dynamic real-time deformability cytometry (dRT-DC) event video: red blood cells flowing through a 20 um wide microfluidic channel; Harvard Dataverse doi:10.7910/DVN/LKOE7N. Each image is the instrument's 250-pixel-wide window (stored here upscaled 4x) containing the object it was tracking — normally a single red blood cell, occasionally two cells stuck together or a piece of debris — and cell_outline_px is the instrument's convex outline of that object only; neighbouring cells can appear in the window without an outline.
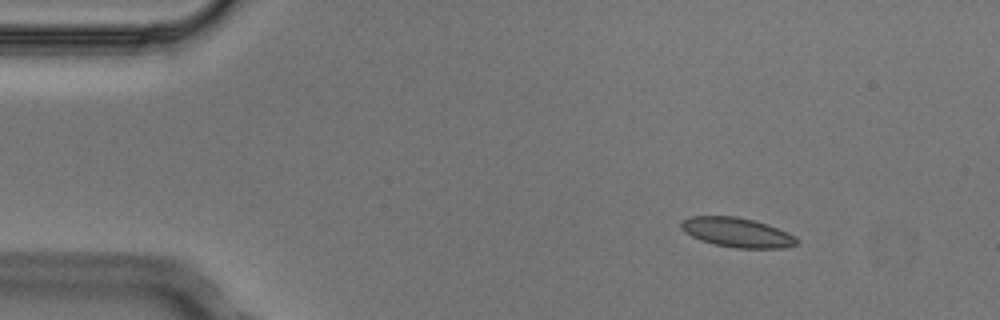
{"species": "Egyptian fruit bat (a non-hibernating species)", "species_latin": "Rousettus aegyptiacus", "temperature_condition": "cold", "stored_images_in_passage": 3, "camera_frame_rate_fps": 3000, "um_per_image_px": 0.085, "animal": {"sex": "male"}, "frame": {"image": 1, "passage_image": 1, "time_ms": 0.0, "image_size_px": [1000, 320], "cell_outline_px": [[800, 240], [796, 244], [784, 248], [736, 248], [716, 244], [700, 240], [684, 232], [680, 228], [680, 220], [692, 216], [736, 216], [768, 224], [796, 236]], "centroid_in_image_um": [62.64, 19.75], "position_along_channel_um": 22.4, "area_um2": 19.94}}